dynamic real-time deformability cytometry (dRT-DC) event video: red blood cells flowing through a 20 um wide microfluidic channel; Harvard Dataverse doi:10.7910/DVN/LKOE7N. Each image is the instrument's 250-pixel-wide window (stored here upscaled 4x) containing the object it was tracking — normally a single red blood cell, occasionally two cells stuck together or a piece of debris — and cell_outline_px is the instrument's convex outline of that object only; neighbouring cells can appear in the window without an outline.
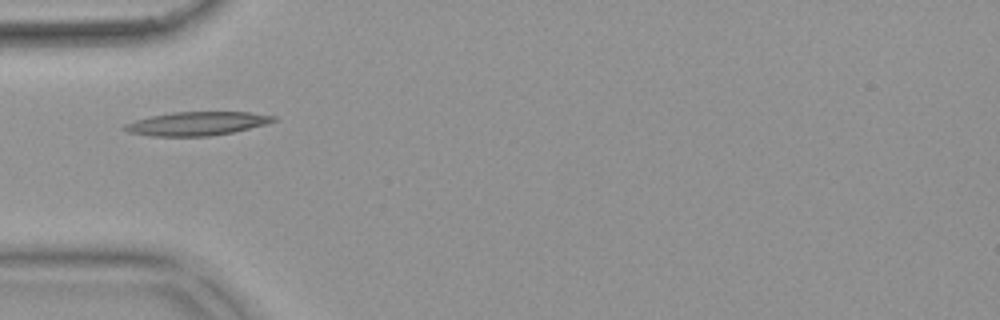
{"species": "common noctule bat (a hibernating species)", "species_latin": "Nyctalus noctula", "temperature_condition": "warm", "stored_images_in_passage": 54, "camera_frame_rate_fps": 3000, "um_per_image_px": 0.085, "animal": {"sex": "female", "body_mass_g": 18.4}, "frame": {"image": 1, "passage_image": 17, "time_ms": 5.333, "image_size_px": [1000, 320], "cell_outline_px": [[276, 120], [264, 124], [232, 132], [208, 136], [152, 136], [128, 132], [124, 128], [124, 124], [136, 120], [152, 116], [172, 112], [252, 112], [276, 116]], "centroid_in_image_um": [16.73, 10.5], "position_along_channel_um": 68.3, "area_um2": 20.23}}
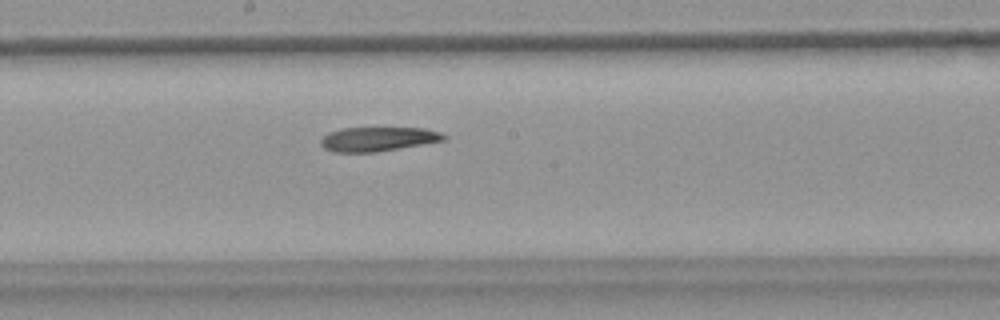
{"frame": {"image": 2, "passage_image": 29, "time_ms": 9.333, "image_size_px": [1000, 320], "cell_outline_px": [[448, 136], [444, 140], [376, 152], [336, 152], [324, 148], [320, 144], [320, 140], [328, 132], [340, 128], [424, 128], [440, 132]], "centroid_in_image_um": [32.1, 11.81], "position_along_channel_um": 216.1, "area_um2": 17.28}}
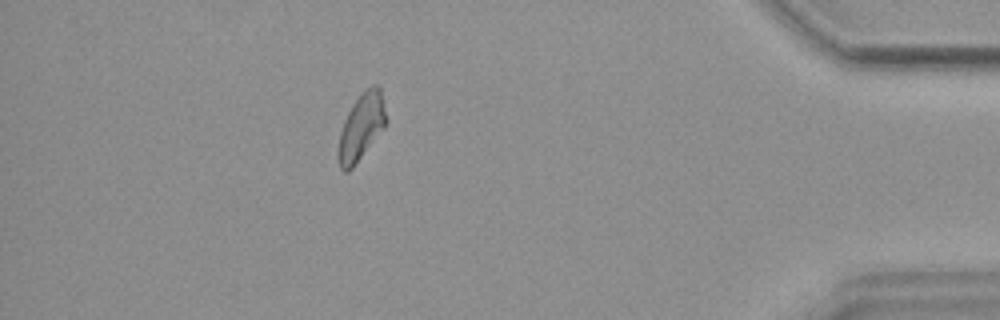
{"frame": {"image": 3, "passage_image": 48, "time_ms": 15.667, "image_size_px": [1000, 320], "cell_outline_px": [[388, 120], [384, 128], [352, 168], [348, 172], [344, 172], [340, 168], [336, 156], [340, 132], [344, 120], [352, 104], [360, 92], [372, 84], [380, 84]], "centroid_in_image_um": [30.71, 10.75], "position_along_channel_um": 404.5, "area_um2": 18.96}}